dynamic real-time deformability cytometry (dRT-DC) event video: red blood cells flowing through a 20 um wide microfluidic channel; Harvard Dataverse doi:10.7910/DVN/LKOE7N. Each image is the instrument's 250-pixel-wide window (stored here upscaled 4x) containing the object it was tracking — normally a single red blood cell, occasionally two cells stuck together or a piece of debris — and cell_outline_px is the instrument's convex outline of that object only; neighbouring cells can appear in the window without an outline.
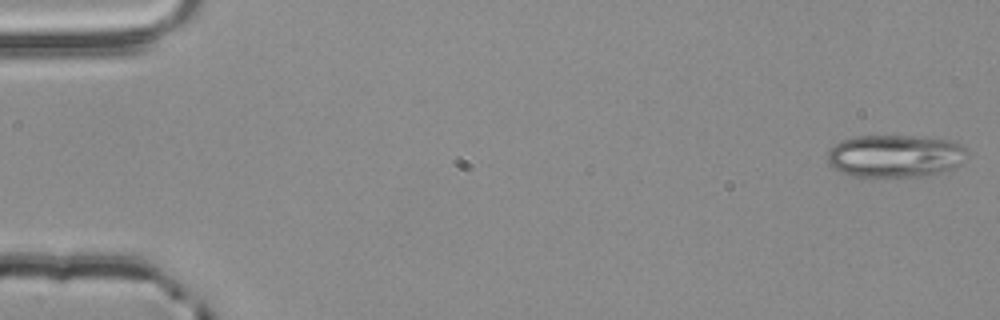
{"species": "common noctule bat (a hibernating species)", "species_latin": "Nyctalus noctula", "temperature_condition": "room temperature", "stored_images_in_passage": 54, "camera_frame_rate_fps": 3000, "um_per_image_px": 0.085, "animal": {"sex": "male", "body_mass_g": 20.4}, "frame": {"image": 1, "passage_image": 1, "time_ms": 0.0, "image_size_px": [1000, 320], "cell_outline_px": [[968, 152], [960, 164], [956, 168], [944, 172], [920, 176], [852, 176], [840, 172], [828, 164], [828, 152], [840, 140], [856, 136], [916, 136], [952, 140], [960, 144]], "centroid_in_image_um": [76.1, 13.25], "position_along_channel_um": 8.9, "area_um2": 34.74}}
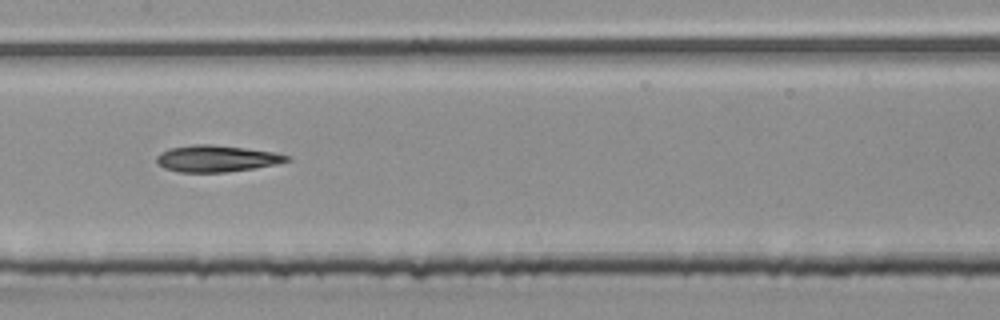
{"frame": {"image": 2, "passage_image": 27, "time_ms": 8.667, "image_size_px": [1000, 320], "cell_outline_px": [[292, 160], [276, 164], [256, 168], [224, 172], [180, 172], [164, 168], [156, 164], [156, 156], [160, 152], [168, 148], [196, 144], [212, 144], [276, 152], [292, 156]], "centroid_in_image_um": [18.42, 13.47], "position_along_channel_um": 189.0, "area_um2": 20.4}}
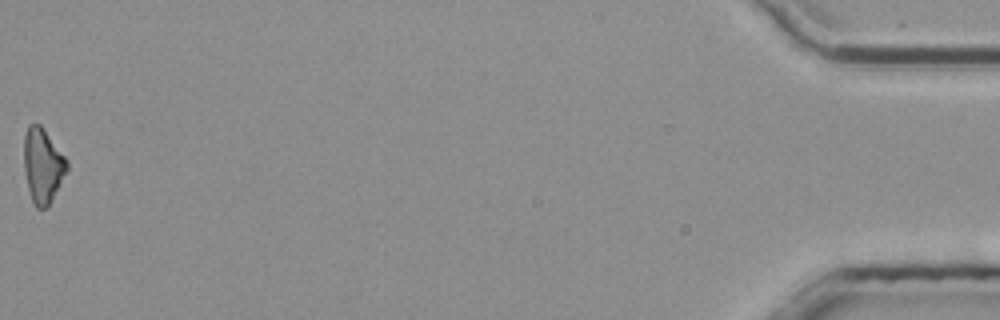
{"frame": {"image": 3, "passage_image": 54, "time_ms": 17.667, "image_size_px": [1000, 320], "cell_outline_px": [[68, 168], [48, 208], [36, 208], [32, 200], [28, 188], [24, 172], [24, 136], [28, 124], [40, 124], [68, 160]], "centroid_in_image_um": [3.63, 14.07], "position_along_channel_um": 431.6, "area_um2": 18.67}}